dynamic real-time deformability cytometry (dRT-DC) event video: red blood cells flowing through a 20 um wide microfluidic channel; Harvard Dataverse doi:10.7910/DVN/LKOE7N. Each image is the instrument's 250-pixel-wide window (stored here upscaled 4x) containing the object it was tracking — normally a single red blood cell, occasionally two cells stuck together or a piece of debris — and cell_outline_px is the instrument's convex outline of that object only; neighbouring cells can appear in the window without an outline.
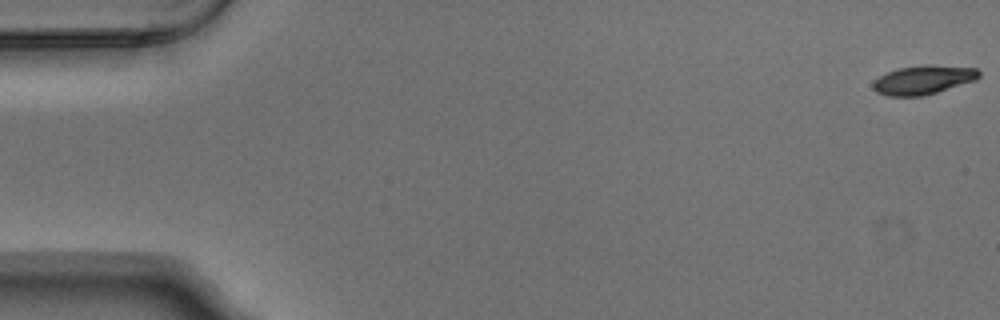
{"species": "Egyptian fruit bat (a non-hibernating species)", "species_latin": "Rousettus aegyptiacus", "temperature_condition": "warm", "stored_images_in_passage": 8, "camera_frame_rate_fps": 3000, "um_per_image_px": 0.085, "animal": {"sex": "male"}, "frame": {"image": 1, "passage_image": 1, "time_ms": 0.0, "image_size_px": [1000, 320], "cell_outline_px": [[980, 76], [976, 80], [924, 96], [888, 96], [876, 92], [872, 88], [872, 80], [896, 68], [924, 64], [928, 64], [976, 68], [980, 72]], "centroid_in_image_um": [78.45, 6.78], "position_along_channel_um": 6.6, "area_um2": 18.09}}
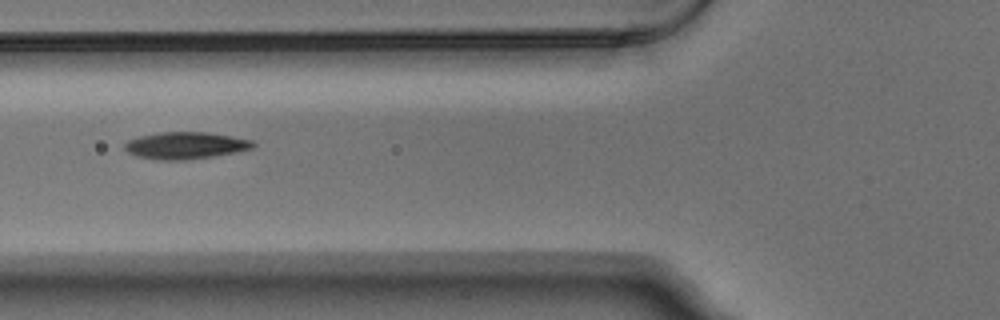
{"frame": {"image": 2, "passage_image": 6, "time_ms": 1.667, "image_size_px": [1000, 320], "cell_outline_px": [[256, 144], [252, 148], [240, 152], [184, 160], [160, 160], [136, 156], [128, 152], [124, 148], [124, 144], [128, 140], [140, 136], [160, 132], [208, 132], [232, 136], [252, 140]], "centroid_in_image_um": [15.79, 12.36], "position_along_channel_um": 110.0, "area_um2": 20.23}}
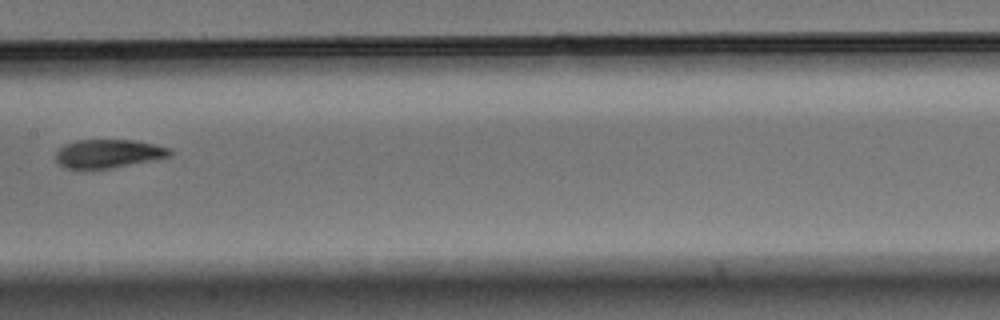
{"frame": {"image": 3, "passage_image": 8, "time_ms": 2.333, "image_size_px": [1000, 320], "cell_outline_px": [[172, 152], [168, 156], [152, 160], [108, 168], [64, 168], [56, 160], [56, 152], [64, 144], [76, 140], [132, 140], [152, 144], [168, 148]], "centroid_in_image_um": [9.15, 13.05], "position_along_channel_um": 198.3, "area_um2": 18.5}}